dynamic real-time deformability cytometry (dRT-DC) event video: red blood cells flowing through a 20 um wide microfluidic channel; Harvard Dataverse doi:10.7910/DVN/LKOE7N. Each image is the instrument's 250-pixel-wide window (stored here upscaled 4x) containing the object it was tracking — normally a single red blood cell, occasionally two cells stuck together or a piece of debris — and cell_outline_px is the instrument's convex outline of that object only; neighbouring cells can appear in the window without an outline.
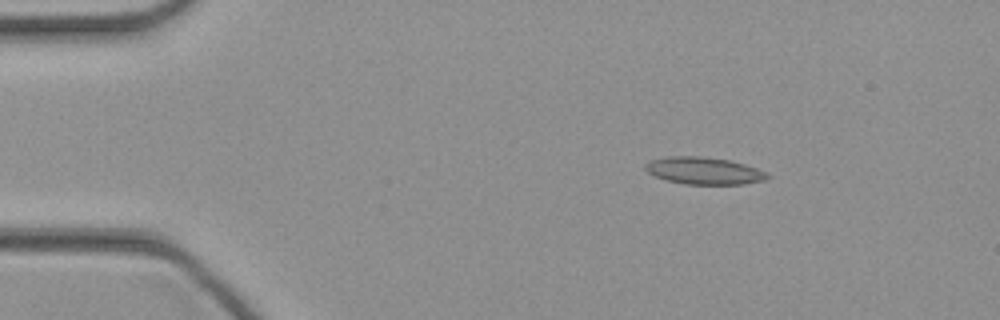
{"species": "common noctule bat (a hibernating species)", "species_latin": "Nyctalus noctula", "temperature_condition": "cold", "stored_images_in_passage": 44, "camera_frame_rate_fps": 3000, "um_per_image_px": 0.085, "animal": {"sex": "female", "body_mass_g": 21.9}, "frame": {"image": 1, "passage_image": 6, "time_ms": 1.667, "image_size_px": [1000, 320], "cell_outline_px": [[772, 176], [764, 180], [744, 184], [684, 184], [664, 180], [648, 172], [644, 168], [644, 164], [652, 160], [668, 156], [700, 156], [728, 160], [744, 164], [768, 172]], "centroid_in_image_um": [59.84, 14.52], "position_along_channel_um": 25.2, "area_um2": 19.36}}
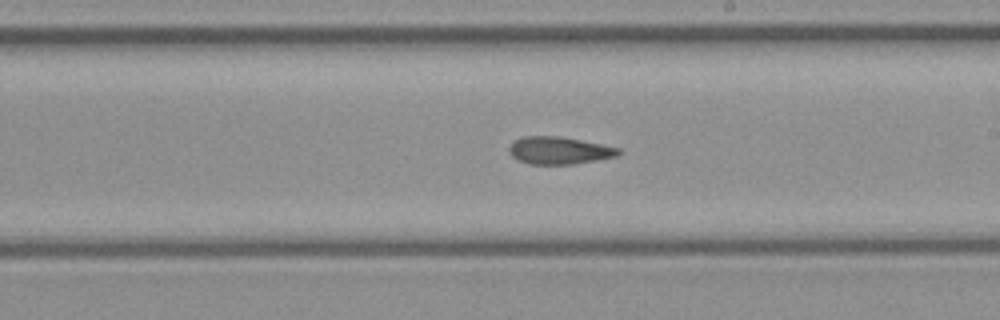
{"frame": {"image": 2, "passage_image": 25, "time_ms": 8.0, "image_size_px": [1000, 320], "cell_outline_px": [[624, 152], [616, 156], [596, 160], [572, 164], [528, 164], [516, 160], [508, 152], [508, 148], [516, 140], [524, 136], [560, 136], [620, 148]], "centroid_in_image_um": [47.52, 12.79], "position_along_channel_um": 241.5, "area_um2": 17.46}}
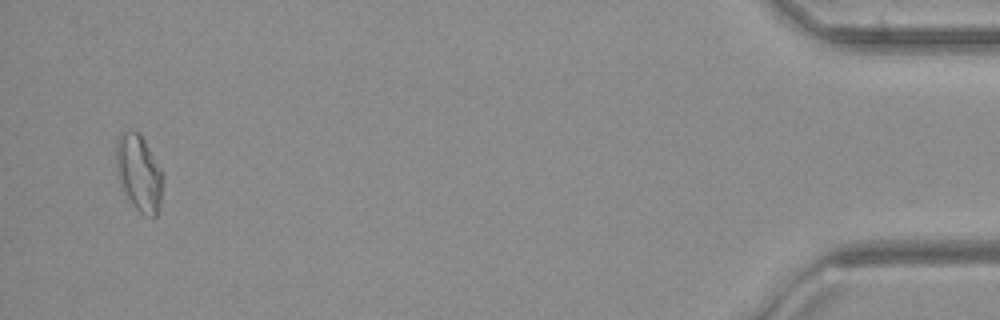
{"frame": {"image": 3, "passage_image": 43, "time_ms": 14.0, "image_size_px": [1000, 320], "cell_outline_px": [[164, 176], [160, 204], [156, 216], [152, 220], [144, 216], [132, 204], [120, 188], [116, 172], [116, 140], [120, 132], [140, 132], [164, 172]], "centroid_in_image_um": [11.82, 14.73], "position_along_channel_um": 423.4, "area_um2": 21.5}}